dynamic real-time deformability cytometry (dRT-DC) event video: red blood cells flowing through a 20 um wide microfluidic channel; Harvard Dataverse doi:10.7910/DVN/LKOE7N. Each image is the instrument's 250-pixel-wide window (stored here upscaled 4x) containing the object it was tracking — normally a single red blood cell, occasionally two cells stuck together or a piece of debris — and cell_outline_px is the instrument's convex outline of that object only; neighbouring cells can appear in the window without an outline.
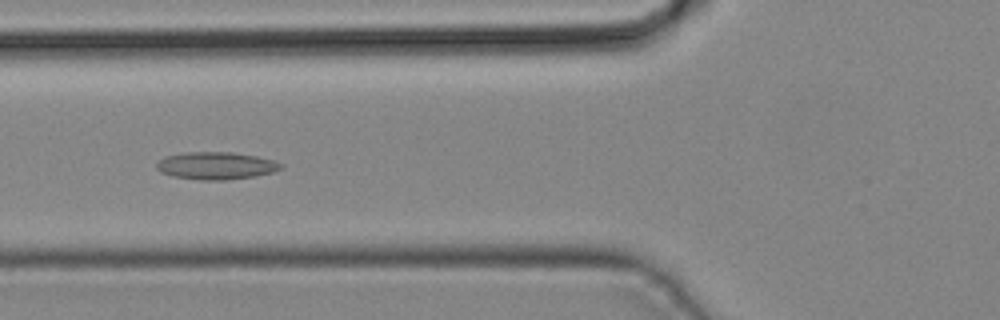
{"species": "common noctule bat (a hibernating species)", "species_latin": "Nyctalus noctula", "temperature_condition": "cold", "stored_images_in_passage": 31, "camera_frame_rate_fps": 3000, "um_per_image_px": 0.085, "animal": {"sex": "male", "body_mass_g": 19.2, "forearm_length_mm": 51.8}, "frame": {"image": 1, "passage_image": 4, "time_ms": 1.0, "image_size_px": [1000, 320], "cell_outline_px": [[284, 164], [280, 168], [272, 172], [256, 176], [228, 180], [200, 180], [172, 176], [160, 172], [156, 168], [156, 164], [164, 156], [184, 152], [232, 152], [256, 156], [272, 160]], "centroid_in_image_um": [18.33, 14.08], "position_along_channel_um": 107.5, "area_um2": 19.94}}
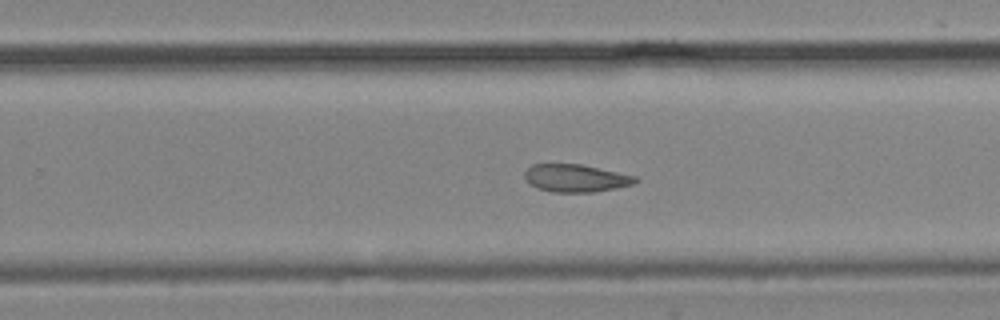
{"frame": {"image": 2, "passage_image": 15, "time_ms": 4.667, "image_size_px": [1000, 320], "cell_outline_px": [[640, 180], [632, 184], [616, 188], [596, 192], [552, 192], [536, 188], [528, 184], [524, 176], [524, 172], [532, 164], [580, 164], [636, 176]], "centroid_in_image_um": [48.91, 15.15], "position_along_channel_um": 280.9, "area_um2": 17.92}}
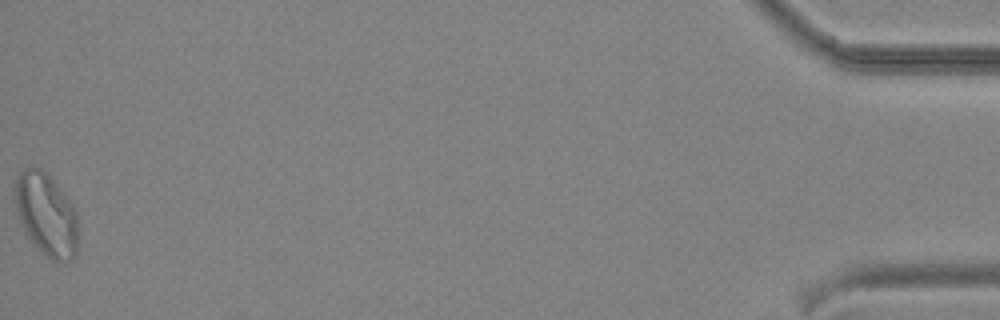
{"frame": {"image": 3, "passage_image": 31, "time_ms": 10.0, "image_size_px": [1000, 320], "cell_outline_px": [[76, 256], [72, 260], [60, 264], [52, 260], [32, 240], [24, 228], [16, 212], [16, 176], [24, 168], [32, 164], [40, 168], [56, 184], [76, 208]], "centroid_in_image_um": [3.95, 18.21], "position_along_channel_um": 431.3, "area_um2": 29.88}}